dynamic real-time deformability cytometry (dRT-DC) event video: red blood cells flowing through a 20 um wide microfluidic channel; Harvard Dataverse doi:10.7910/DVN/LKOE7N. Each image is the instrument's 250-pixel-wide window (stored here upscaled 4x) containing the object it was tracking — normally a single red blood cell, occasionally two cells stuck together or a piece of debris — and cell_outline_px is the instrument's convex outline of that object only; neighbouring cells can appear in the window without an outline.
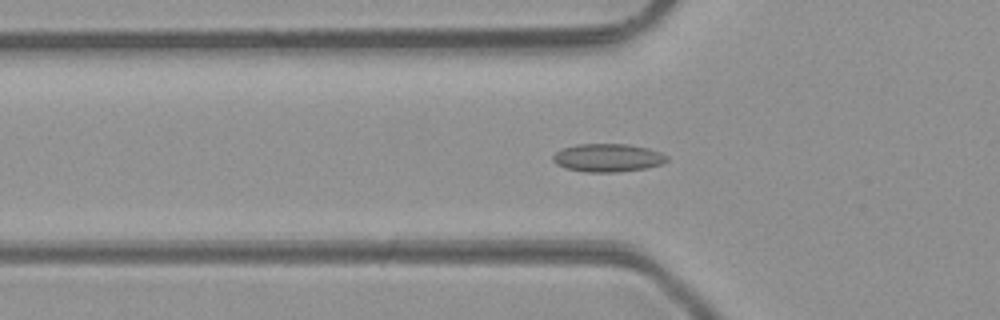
{"species": "common noctule bat (a hibernating species)", "species_latin": "Nyctalus noctula", "temperature_condition": "room temperature", "stored_images_in_passage": 48, "camera_frame_rate_fps": 3000, "um_per_image_px": 0.085, "animal": {"sex": "male", "body_mass_g": 23.1, "forearm_length_mm": 52.7}, "frame": {"image": 1, "passage_image": 15, "time_ms": 4.667, "image_size_px": [1000, 320], "cell_outline_px": [[668, 160], [664, 164], [644, 168], [616, 172], [588, 172], [564, 168], [556, 164], [552, 160], [552, 156], [556, 152], [564, 148], [576, 144], [628, 144], [648, 148], [660, 152], [668, 156]], "centroid_in_image_um": [51.66, 13.41], "position_along_channel_um": 74.1, "area_um2": 18.73}}
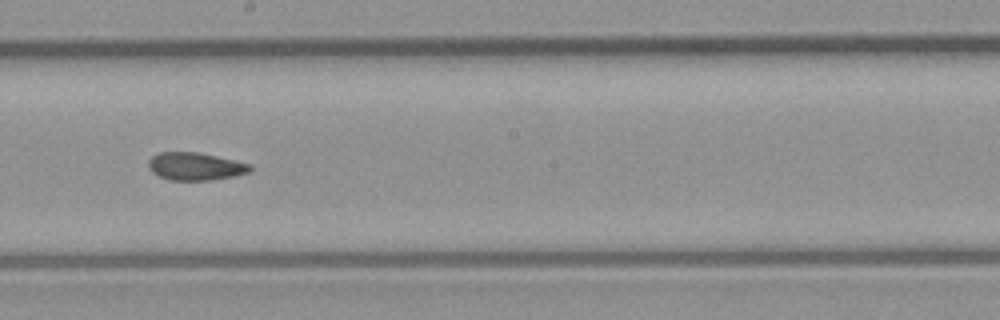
{"frame": {"image": 2, "passage_image": 26, "time_ms": 8.333, "image_size_px": [1000, 320], "cell_outline_px": [[252, 172], [236, 176], [212, 180], [168, 180], [152, 172], [148, 168], [148, 160], [152, 156], [160, 152], [200, 152], [252, 164]], "centroid_in_image_um": [16.64, 14.14], "position_along_channel_um": 231.6, "area_um2": 16.7}}
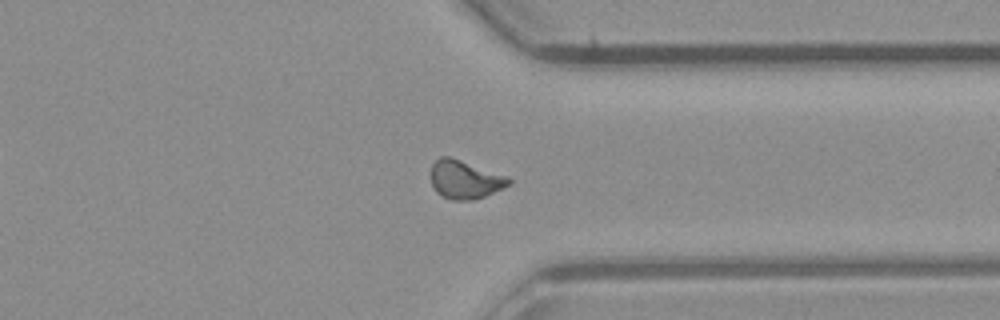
{"frame": {"image": 3, "passage_image": 36, "time_ms": 11.667, "image_size_px": [1000, 320], "cell_outline_px": [[512, 184], [484, 196], [472, 200], [452, 200], [436, 192], [432, 188], [432, 164], [440, 156], [448, 156], [508, 176], [512, 180]], "centroid_in_image_um": [39.53, 15.26], "position_along_channel_um": 371.9, "area_um2": 17.28}, "authors_computed_cell_mechanics": {"area_um2": 16.9932, "velocity_mm_per_s": 4.2642, "shape_relaxation_time_tau1_ms": null, "shape_relaxation_time_tau2_ms": 2.5247, "deformation_change_tau1": null, "deformation_change_tau2": 0.072}}